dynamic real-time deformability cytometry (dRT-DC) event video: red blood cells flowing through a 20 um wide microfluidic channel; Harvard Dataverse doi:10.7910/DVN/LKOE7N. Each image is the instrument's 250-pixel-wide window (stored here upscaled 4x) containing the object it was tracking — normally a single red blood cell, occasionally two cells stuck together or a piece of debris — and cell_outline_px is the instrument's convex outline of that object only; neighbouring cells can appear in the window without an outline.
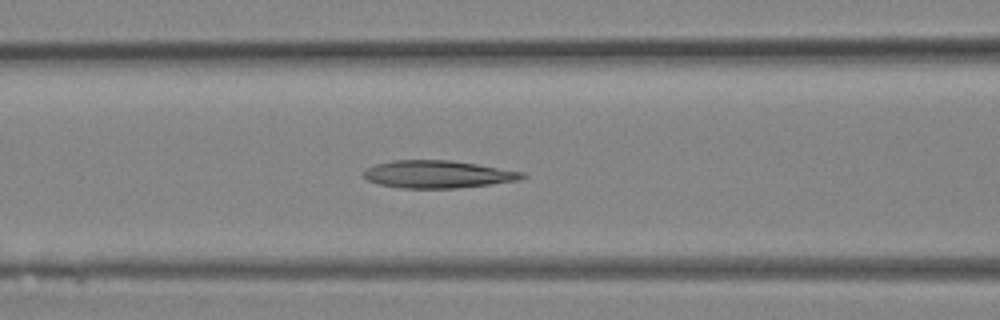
{"species": "Egyptian fruit bat (a non-hibernating species)", "species_latin": "Rousettus aegyptiacus", "temperature_condition": "room temperature", "stored_images_in_passage": 15, "camera_frame_rate_fps": 3000, "um_per_image_px": 0.085, "animal": {"sex": "female"}, "frame": {"image": 1, "passage_image": 11, "time_ms": 3.333, "image_size_px": [1000, 320], "cell_outline_px": [[528, 176], [520, 180], [456, 188], [400, 188], [380, 184], [368, 180], [364, 176], [364, 172], [368, 168], [376, 164], [392, 160], [448, 160], [476, 164], [524, 172]], "centroid_in_image_um": [37.23, 14.81], "position_along_channel_um": 129.4, "area_um2": 25.2}}
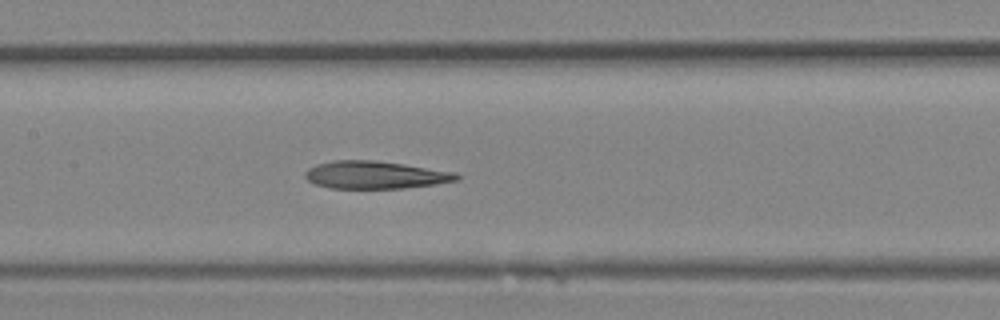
{"frame": {"image": 2, "passage_image": 13, "time_ms": 4.0, "image_size_px": [1000, 320], "cell_outline_px": [[460, 180], [436, 184], [404, 188], [332, 188], [316, 184], [308, 180], [304, 176], [304, 172], [308, 168], [316, 164], [332, 160], [376, 160], [404, 164], [456, 172], [460, 176]], "centroid_in_image_um": [31.91, 14.86], "position_along_channel_um": 175.5, "area_um2": 24.51}}
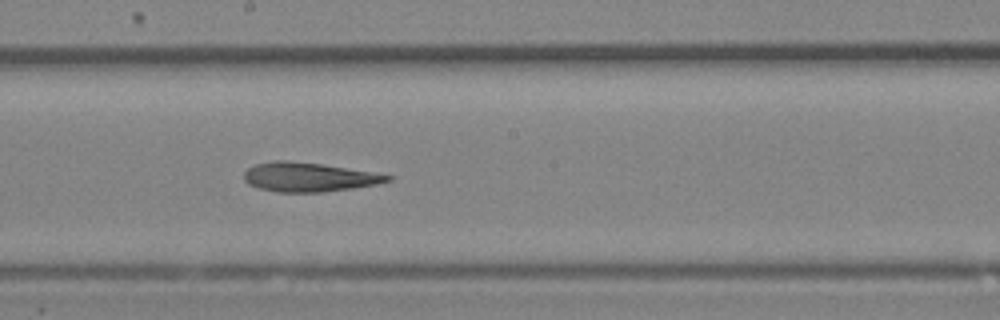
{"frame": {"image": 3, "passage_image": 15, "time_ms": 4.667, "image_size_px": [1000, 320], "cell_outline_px": [[392, 180], [376, 184], [352, 188], [320, 192], [276, 192], [260, 188], [248, 184], [244, 180], [244, 172], [248, 168], [256, 164], [276, 160], [288, 160], [320, 164], [392, 176]], "centroid_in_image_um": [26.17, 15.05], "position_along_channel_um": 222.0, "area_um2": 23.93}}